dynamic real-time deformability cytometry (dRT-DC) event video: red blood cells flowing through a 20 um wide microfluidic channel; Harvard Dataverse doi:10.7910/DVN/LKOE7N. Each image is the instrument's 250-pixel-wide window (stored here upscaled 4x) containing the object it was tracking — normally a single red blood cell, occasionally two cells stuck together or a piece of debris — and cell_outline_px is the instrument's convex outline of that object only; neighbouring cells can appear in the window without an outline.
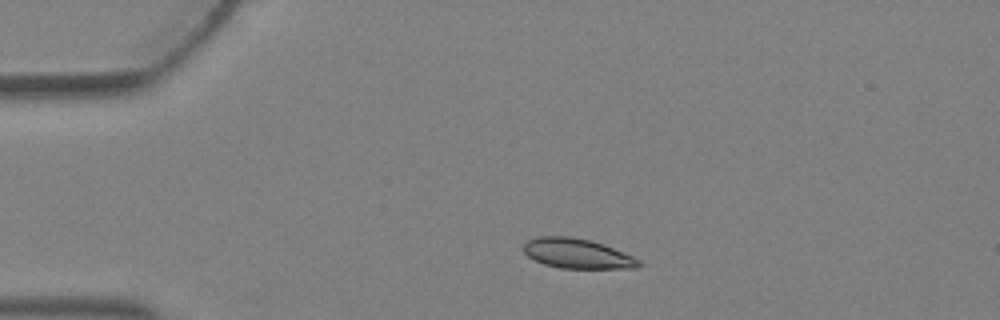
{"species": "Egyptian fruit bat (a non-hibernating species)", "species_latin": "Rousettus aegyptiacus", "temperature_condition": "warm", "stored_images_in_passage": 3, "camera_frame_rate_fps": 3000, "um_per_image_px": 0.085, "animal": {"sex": "female"}, "frame": {"image": 1, "passage_image": 1, "time_ms": 0.0, "image_size_px": [1000, 320], "cell_outline_px": [[644, 264], [636, 268], [560, 268], [544, 264], [528, 256], [524, 252], [524, 244], [528, 240], [536, 236], [572, 236], [604, 244], [632, 256], [640, 260]], "centroid_in_image_um": [49.07, 21.55], "position_along_channel_um": 35.9, "area_um2": 20.0}}
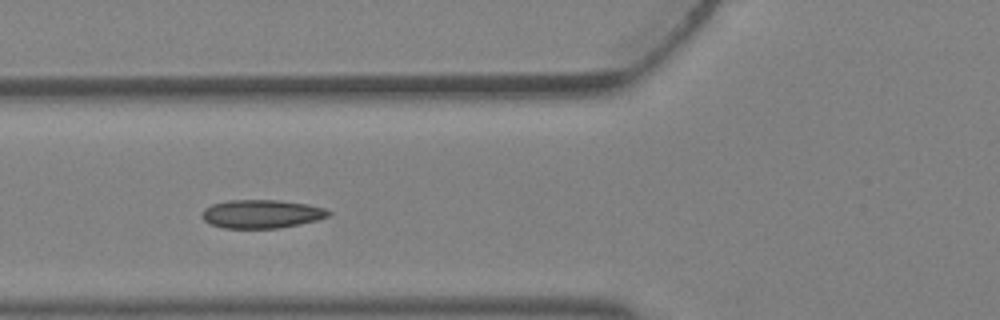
{"frame": {"image": 2, "passage_image": 3, "time_ms": 0.667, "image_size_px": [1000, 320], "cell_outline_px": [[332, 212], [328, 216], [316, 220], [300, 224], [276, 228], [224, 228], [212, 224], [204, 220], [204, 208], [212, 204], [228, 200], [280, 200], [308, 204], [324, 208]], "centroid_in_image_um": [22.26, 18.17], "position_along_channel_um": 103.5, "area_um2": 20.81}}